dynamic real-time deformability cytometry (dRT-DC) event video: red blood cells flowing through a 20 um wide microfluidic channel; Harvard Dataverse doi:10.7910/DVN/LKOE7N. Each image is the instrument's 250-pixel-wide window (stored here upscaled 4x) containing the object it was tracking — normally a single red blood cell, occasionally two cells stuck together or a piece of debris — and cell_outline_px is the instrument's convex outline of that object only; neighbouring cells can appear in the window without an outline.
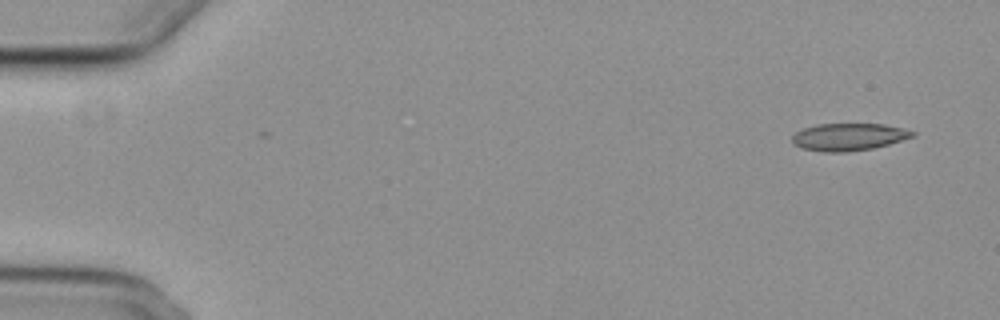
{"species": "common noctule bat (a hibernating species)", "species_latin": "Nyctalus noctula", "temperature_condition": "cold", "stored_images_in_passage": 4, "camera_frame_rate_fps": 3000, "um_per_image_px": 0.085, "animal": {"sex": "female", "body_mass_g": 29.2, "forearm_length_mm": 56.3}, "frame": {"image": 1, "passage_image": 1, "time_ms": 0.0, "image_size_px": [1000, 320], "cell_outline_px": [[916, 136], [888, 144], [872, 148], [844, 152], [824, 152], [804, 148], [792, 144], [792, 136], [796, 132], [804, 128], [816, 124], [884, 124], [904, 128], [916, 132]], "centroid_in_image_um": [72.15, 11.63], "position_along_channel_um": 12.8, "area_um2": 19.13}}
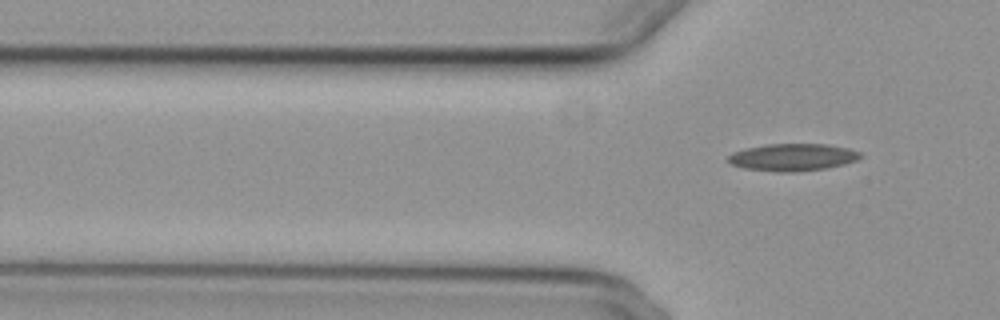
{"frame": {"image": 2, "passage_image": 4, "time_ms": 4.667, "image_size_px": [1000, 320], "cell_outline_px": [[860, 156], [856, 160], [844, 164], [824, 168], [792, 172], [776, 172], [744, 168], [732, 164], [728, 160], [728, 156], [732, 152], [744, 148], [768, 144], [824, 144], [848, 148], [860, 152]], "centroid_in_image_um": [67.33, 13.36], "position_along_channel_um": 58.5, "area_um2": 20.81}}